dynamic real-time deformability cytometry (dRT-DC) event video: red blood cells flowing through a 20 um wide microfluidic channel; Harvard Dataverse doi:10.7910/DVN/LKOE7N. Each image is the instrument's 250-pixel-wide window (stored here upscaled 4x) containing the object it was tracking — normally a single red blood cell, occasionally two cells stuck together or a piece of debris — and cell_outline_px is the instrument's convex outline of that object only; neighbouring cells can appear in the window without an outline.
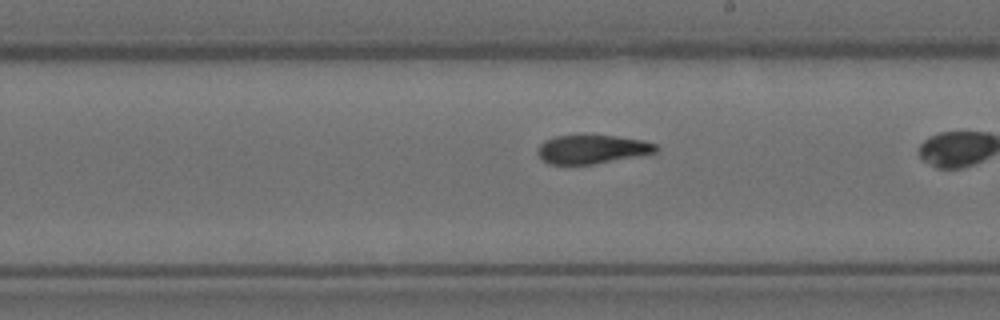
{"species": "Egyptian fruit bat (a non-hibernating species)", "species_latin": "Rousettus aegyptiacus", "temperature_condition": "room temperature", "stored_images_in_passage": 38, "camera_frame_rate_fps": 3000, "um_per_image_px": 0.085, "animal": {"sex": "female"}, "frame": {"image": 1, "passage_image": 30, "time_ms": 9.667, "image_size_px": [1000, 320], "cell_outline_px": [[660, 148], [656, 152], [592, 164], [548, 164], [536, 152], [540, 144], [544, 140], [556, 136], [616, 136], [644, 140], [656, 144]], "centroid_in_image_um": [50.32, 12.68], "position_along_channel_um": 238.7, "area_um2": 19.48}}